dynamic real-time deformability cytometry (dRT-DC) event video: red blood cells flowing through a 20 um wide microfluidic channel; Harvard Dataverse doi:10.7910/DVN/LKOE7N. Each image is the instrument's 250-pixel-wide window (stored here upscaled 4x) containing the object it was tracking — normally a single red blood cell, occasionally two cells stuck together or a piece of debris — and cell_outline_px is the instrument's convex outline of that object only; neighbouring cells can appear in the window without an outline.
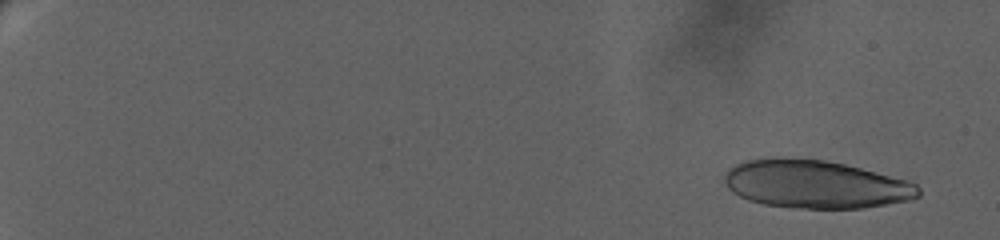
{"species": "human", "species_latin": "Homo sapiens", "temperature_condition": "warm", "stored_images_in_passage": 30, "camera_frame_rate_fps": 3000, "um_per_image_px": 0.085, "donor": {"sex": "female"}, "frame": {"image": 1, "passage_image": 6, "time_ms": 1.333, "image_size_px": [1000, 240], "cell_outline_px": [[920, 196], [908, 200], [864, 208], [792, 208], [764, 204], [748, 200], [732, 192], [728, 188], [724, 180], [724, 176], [736, 164], [748, 160], [764, 156], [776, 156], [824, 160], [844, 164], [908, 180], [916, 184], [920, 188]], "centroid_in_image_um": [69.3, 15.65], "position_along_channel_um": 15.7, "area_um2": 54.51}}
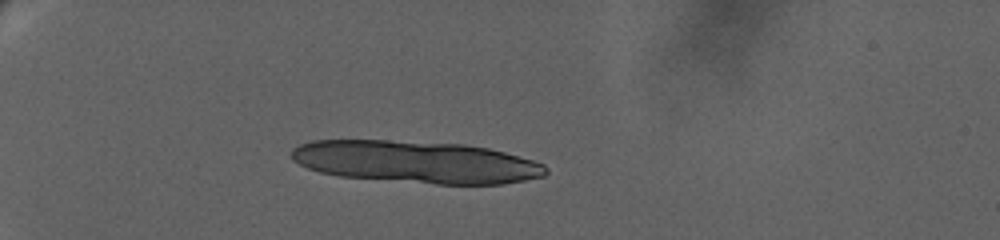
{"frame": {"image": 2, "passage_image": 23, "time_ms": 7.333, "image_size_px": [1000, 240], "cell_outline_px": [[548, 172], [544, 176], [504, 184], [436, 184], [340, 176], [320, 172], [308, 168], [292, 160], [292, 148], [300, 144], [312, 140], [388, 140], [464, 144], [488, 148], [504, 152], [532, 160], [544, 164], [548, 168]], "centroid_in_image_um": [35.37, 13.76], "position_along_channel_um": 49.6, "area_um2": 62.48}}